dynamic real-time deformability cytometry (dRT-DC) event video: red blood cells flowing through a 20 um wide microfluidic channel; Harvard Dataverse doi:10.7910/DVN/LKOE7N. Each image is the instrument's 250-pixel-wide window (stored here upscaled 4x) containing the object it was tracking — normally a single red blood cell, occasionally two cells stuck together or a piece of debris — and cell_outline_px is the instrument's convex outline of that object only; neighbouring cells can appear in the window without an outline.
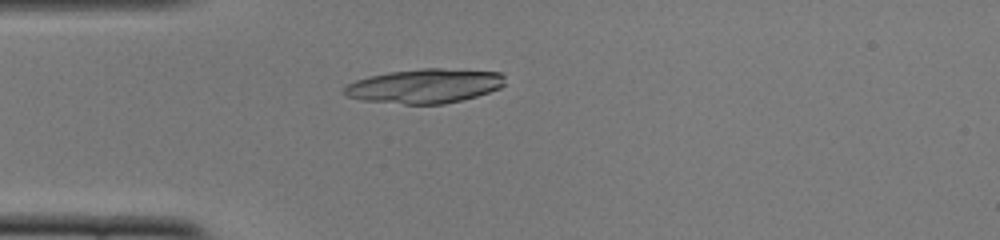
{"species": "common noctule bat (a hibernating species)", "species_latin": "Nyctalus noctula", "temperature_condition": "cold", "stored_images_in_passage": 51, "camera_frame_rate_fps": 3000, "um_per_image_px": 0.085, "animal": {"sex": "female", "body_mass_g": 22.0, "forearm_length_mm": 56.7}, "frame": {"image": 1, "passage_image": 14, "time_ms": 4.333, "image_size_px": [1000, 240], "cell_outline_px": [[504, 84], [500, 88], [476, 96], [444, 104], [404, 104], [360, 100], [344, 96], [344, 88], [348, 84], [356, 80], [368, 76], [388, 72], [424, 68], [440, 68], [500, 72], [504, 76]], "centroid_in_image_um": [36.07, 7.31], "position_along_channel_um": 48.9, "area_um2": 32.14}}